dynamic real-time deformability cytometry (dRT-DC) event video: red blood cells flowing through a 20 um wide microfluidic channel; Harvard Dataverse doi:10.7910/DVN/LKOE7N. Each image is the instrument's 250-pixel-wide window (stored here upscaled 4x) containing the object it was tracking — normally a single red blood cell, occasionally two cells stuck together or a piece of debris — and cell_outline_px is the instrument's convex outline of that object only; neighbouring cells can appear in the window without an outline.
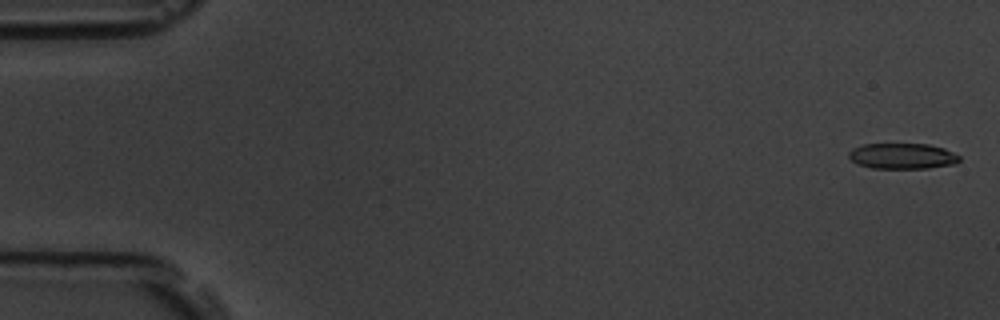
{"species": "common noctule bat (a hibernating species)", "species_latin": "Nyctalus noctula", "temperature_condition": "room temperature", "stored_images_in_passage": 7, "camera_frame_rate_fps": 3000, "um_per_image_px": 0.085, "animal": {"sex": "male", "body_mass_g": 19.5, "forearm_length_mm": 54.6}, "frame": {"image": 1, "passage_image": 1, "time_ms": 0.0, "image_size_px": [1000, 320], "cell_outline_px": [[960, 160], [956, 164], [928, 168], [872, 168], [856, 164], [848, 156], [848, 152], [852, 148], [864, 144], [928, 144], [944, 148], [960, 156]], "centroid_in_image_um": [76.7, 13.27], "position_along_channel_um": 8.3, "area_um2": 16.65}}
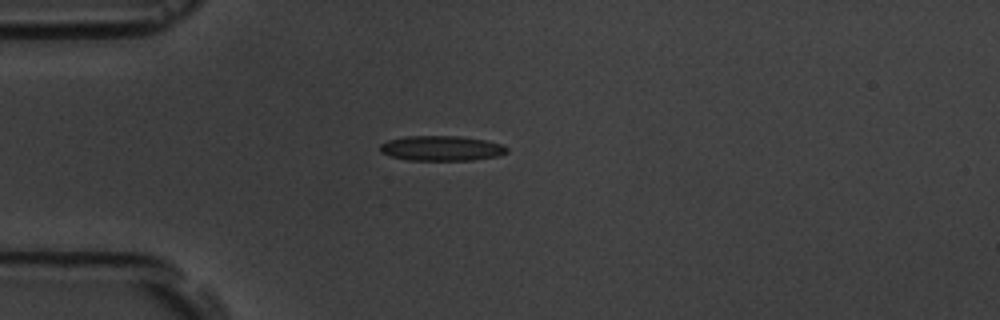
{"frame": {"image": 2, "passage_image": 5, "time_ms": 4.667, "image_size_px": [1000, 320], "cell_outline_px": [[508, 152], [496, 156], [472, 160], [408, 160], [392, 156], [380, 152], [380, 144], [388, 140], [404, 136], [460, 136], [484, 140], [500, 144], [508, 148]], "centroid_in_image_um": [37.5, 12.6], "position_along_channel_um": 47.5, "area_um2": 18.38}}
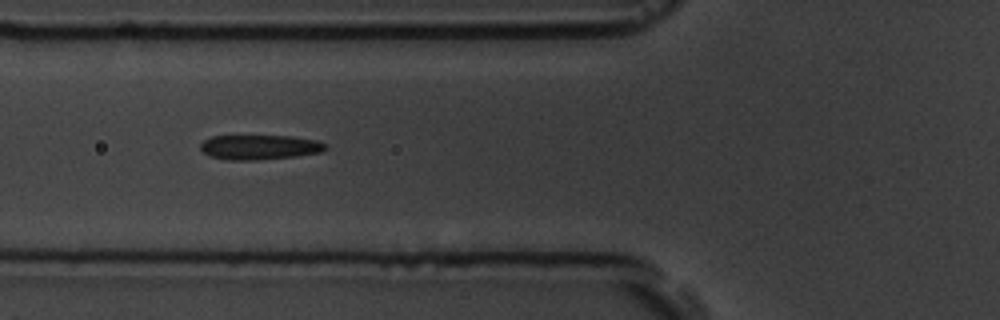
{"frame": {"image": 3, "passage_image": 7, "time_ms": 6.667, "image_size_px": [1000, 320], "cell_outline_px": [[328, 148], [320, 152], [292, 156], [256, 160], [228, 160], [212, 156], [204, 152], [200, 148], [200, 144], [204, 140], [212, 136], [292, 136], [316, 140], [324, 144]], "centroid_in_image_um": [22.04, 12.5], "position_along_channel_um": 103.8, "area_um2": 17.74}}